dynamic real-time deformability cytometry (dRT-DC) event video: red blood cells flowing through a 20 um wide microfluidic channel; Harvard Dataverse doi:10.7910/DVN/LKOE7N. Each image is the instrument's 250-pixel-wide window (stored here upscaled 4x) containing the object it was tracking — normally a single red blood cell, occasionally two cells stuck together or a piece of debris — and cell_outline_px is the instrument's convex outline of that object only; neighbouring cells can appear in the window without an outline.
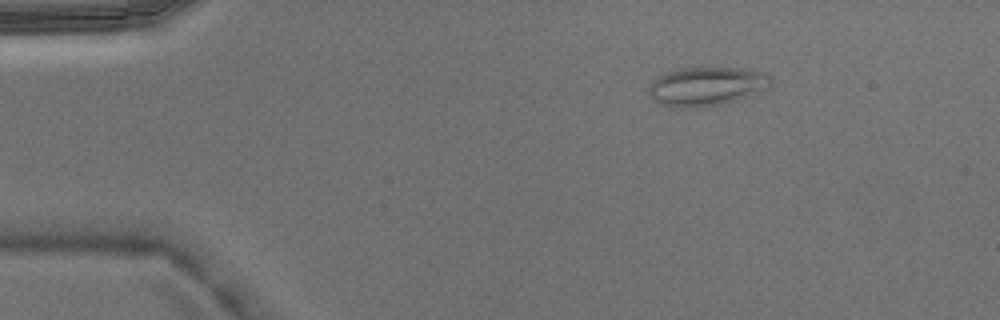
{"species": "Egyptian fruit bat (a non-hibernating species)", "species_latin": "Rousettus aegyptiacus", "temperature_condition": "warm", "stored_images_in_passage": 4, "camera_frame_rate_fps": 3000, "um_per_image_px": 0.085, "animal": {"sex": "male"}, "frame": {"image": 1, "passage_image": 1, "time_ms": 0.0, "image_size_px": [1000, 320], "cell_outline_px": [[772, 88], [724, 104], [684, 108], [676, 108], [652, 100], [648, 96], [648, 88], [652, 80], [668, 72], [684, 68], [748, 68], [768, 72], [772, 76]], "centroid_in_image_um": [60.14, 7.33], "position_along_channel_um": 24.9, "area_um2": 28.03}}